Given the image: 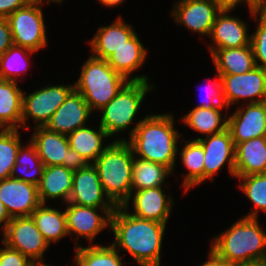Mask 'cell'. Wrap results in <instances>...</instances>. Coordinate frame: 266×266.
Listing matches in <instances>:
<instances>
[{"mask_svg": "<svg viewBox=\"0 0 266 266\" xmlns=\"http://www.w3.org/2000/svg\"><path fill=\"white\" fill-rule=\"evenodd\" d=\"M66 223L68 236H75L76 246H80L78 238H85L89 245L101 231L111 227V215L116 208H95L66 203ZM101 211V213L98 211ZM101 214V215H100ZM103 215V216H102Z\"/></svg>", "mask_w": 266, "mask_h": 266, "instance_id": "cell-11", "label": "cell"}, {"mask_svg": "<svg viewBox=\"0 0 266 266\" xmlns=\"http://www.w3.org/2000/svg\"><path fill=\"white\" fill-rule=\"evenodd\" d=\"M2 234V244L19 251L33 263L44 262L48 242L31 216L13 217Z\"/></svg>", "mask_w": 266, "mask_h": 266, "instance_id": "cell-8", "label": "cell"}, {"mask_svg": "<svg viewBox=\"0 0 266 266\" xmlns=\"http://www.w3.org/2000/svg\"><path fill=\"white\" fill-rule=\"evenodd\" d=\"M73 89L74 84H48L28 95L24 92L21 128L29 129L26 124L29 118L36 122L34 128L44 127Z\"/></svg>", "mask_w": 266, "mask_h": 266, "instance_id": "cell-9", "label": "cell"}, {"mask_svg": "<svg viewBox=\"0 0 266 266\" xmlns=\"http://www.w3.org/2000/svg\"><path fill=\"white\" fill-rule=\"evenodd\" d=\"M223 96L226 107L247 101L250 103L266 102V69L255 67L247 73L222 75Z\"/></svg>", "mask_w": 266, "mask_h": 266, "instance_id": "cell-10", "label": "cell"}, {"mask_svg": "<svg viewBox=\"0 0 266 266\" xmlns=\"http://www.w3.org/2000/svg\"><path fill=\"white\" fill-rule=\"evenodd\" d=\"M216 74L222 75L247 73L256 67L251 45L239 48L217 49L212 55Z\"/></svg>", "mask_w": 266, "mask_h": 266, "instance_id": "cell-25", "label": "cell"}, {"mask_svg": "<svg viewBox=\"0 0 266 266\" xmlns=\"http://www.w3.org/2000/svg\"><path fill=\"white\" fill-rule=\"evenodd\" d=\"M35 53L27 48L12 45L0 56V79L18 82L16 79L28 70L31 62L29 57Z\"/></svg>", "mask_w": 266, "mask_h": 266, "instance_id": "cell-34", "label": "cell"}, {"mask_svg": "<svg viewBox=\"0 0 266 266\" xmlns=\"http://www.w3.org/2000/svg\"><path fill=\"white\" fill-rule=\"evenodd\" d=\"M73 174L74 171L62 165L46 166L38 185L41 204L58 198L62 199V203H68L73 189Z\"/></svg>", "mask_w": 266, "mask_h": 266, "instance_id": "cell-22", "label": "cell"}, {"mask_svg": "<svg viewBox=\"0 0 266 266\" xmlns=\"http://www.w3.org/2000/svg\"><path fill=\"white\" fill-rule=\"evenodd\" d=\"M19 129L0 128V180L10 178L22 145Z\"/></svg>", "mask_w": 266, "mask_h": 266, "instance_id": "cell-36", "label": "cell"}, {"mask_svg": "<svg viewBox=\"0 0 266 266\" xmlns=\"http://www.w3.org/2000/svg\"><path fill=\"white\" fill-rule=\"evenodd\" d=\"M235 178L242 181L238 186L254 206V209L245 217L258 218L259 210L266 213V174H253Z\"/></svg>", "mask_w": 266, "mask_h": 266, "instance_id": "cell-35", "label": "cell"}, {"mask_svg": "<svg viewBox=\"0 0 266 266\" xmlns=\"http://www.w3.org/2000/svg\"><path fill=\"white\" fill-rule=\"evenodd\" d=\"M255 266H266V264H255Z\"/></svg>", "mask_w": 266, "mask_h": 266, "instance_id": "cell-52", "label": "cell"}, {"mask_svg": "<svg viewBox=\"0 0 266 266\" xmlns=\"http://www.w3.org/2000/svg\"><path fill=\"white\" fill-rule=\"evenodd\" d=\"M223 110V108L204 109L202 107H194L181 120L187 127L207 137L227 129L228 117L222 114Z\"/></svg>", "mask_w": 266, "mask_h": 266, "instance_id": "cell-30", "label": "cell"}, {"mask_svg": "<svg viewBox=\"0 0 266 266\" xmlns=\"http://www.w3.org/2000/svg\"><path fill=\"white\" fill-rule=\"evenodd\" d=\"M147 52L148 49L145 48L137 34H135L125 45L113 52L106 61L127 81H149L144 74L132 76L135 71L144 65L148 55Z\"/></svg>", "mask_w": 266, "mask_h": 266, "instance_id": "cell-20", "label": "cell"}, {"mask_svg": "<svg viewBox=\"0 0 266 266\" xmlns=\"http://www.w3.org/2000/svg\"><path fill=\"white\" fill-rule=\"evenodd\" d=\"M258 220L238 219L214 237L210 249L233 265L266 264V232Z\"/></svg>", "mask_w": 266, "mask_h": 266, "instance_id": "cell-3", "label": "cell"}, {"mask_svg": "<svg viewBox=\"0 0 266 266\" xmlns=\"http://www.w3.org/2000/svg\"><path fill=\"white\" fill-rule=\"evenodd\" d=\"M33 266H52V265H48L45 262H41V263H34Z\"/></svg>", "mask_w": 266, "mask_h": 266, "instance_id": "cell-50", "label": "cell"}, {"mask_svg": "<svg viewBox=\"0 0 266 266\" xmlns=\"http://www.w3.org/2000/svg\"><path fill=\"white\" fill-rule=\"evenodd\" d=\"M265 141H266V128H265V135H264Z\"/></svg>", "mask_w": 266, "mask_h": 266, "instance_id": "cell-53", "label": "cell"}, {"mask_svg": "<svg viewBox=\"0 0 266 266\" xmlns=\"http://www.w3.org/2000/svg\"><path fill=\"white\" fill-rule=\"evenodd\" d=\"M204 149V181H214V175L227 163L230 175L235 178V145L228 129L207 137H198Z\"/></svg>", "mask_w": 266, "mask_h": 266, "instance_id": "cell-13", "label": "cell"}, {"mask_svg": "<svg viewBox=\"0 0 266 266\" xmlns=\"http://www.w3.org/2000/svg\"><path fill=\"white\" fill-rule=\"evenodd\" d=\"M248 2L258 11L260 10L265 4L266 0H248Z\"/></svg>", "mask_w": 266, "mask_h": 266, "instance_id": "cell-47", "label": "cell"}, {"mask_svg": "<svg viewBox=\"0 0 266 266\" xmlns=\"http://www.w3.org/2000/svg\"><path fill=\"white\" fill-rule=\"evenodd\" d=\"M3 245L0 248V266H33L34 263L19 251Z\"/></svg>", "mask_w": 266, "mask_h": 266, "instance_id": "cell-39", "label": "cell"}, {"mask_svg": "<svg viewBox=\"0 0 266 266\" xmlns=\"http://www.w3.org/2000/svg\"><path fill=\"white\" fill-rule=\"evenodd\" d=\"M12 217L9 215L6 207L0 200V224L2 226V232L6 229L8 226V223L11 221Z\"/></svg>", "mask_w": 266, "mask_h": 266, "instance_id": "cell-45", "label": "cell"}, {"mask_svg": "<svg viewBox=\"0 0 266 266\" xmlns=\"http://www.w3.org/2000/svg\"><path fill=\"white\" fill-rule=\"evenodd\" d=\"M127 82L106 60L90 55L81 67L74 88L94 112L106 106Z\"/></svg>", "mask_w": 266, "mask_h": 266, "instance_id": "cell-5", "label": "cell"}, {"mask_svg": "<svg viewBox=\"0 0 266 266\" xmlns=\"http://www.w3.org/2000/svg\"><path fill=\"white\" fill-rule=\"evenodd\" d=\"M87 165L88 163L78 152H76L72 148H69L67 150V161H63V166L72 171H77L79 169L84 168Z\"/></svg>", "mask_w": 266, "mask_h": 266, "instance_id": "cell-42", "label": "cell"}, {"mask_svg": "<svg viewBox=\"0 0 266 266\" xmlns=\"http://www.w3.org/2000/svg\"><path fill=\"white\" fill-rule=\"evenodd\" d=\"M137 32L132 25L123 21L120 16L110 25L97 29L92 39H89L91 55L106 60L113 52L121 48Z\"/></svg>", "mask_w": 266, "mask_h": 266, "instance_id": "cell-21", "label": "cell"}, {"mask_svg": "<svg viewBox=\"0 0 266 266\" xmlns=\"http://www.w3.org/2000/svg\"><path fill=\"white\" fill-rule=\"evenodd\" d=\"M171 174H173V171L166 166L134 157L131 181L132 192L163 185L167 186L165 181Z\"/></svg>", "mask_w": 266, "mask_h": 266, "instance_id": "cell-31", "label": "cell"}, {"mask_svg": "<svg viewBox=\"0 0 266 266\" xmlns=\"http://www.w3.org/2000/svg\"><path fill=\"white\" fill-rule=\"evenodd\" d=\"M231 11L221 10L215 19L210 32L212 43L207 45L210 56L222 48H239L249 46L251 35L246 21L241 20L238 16L230 15ZM215 45V46H214Z\"/></svg>", "mask_w": 266, "mask_h": 266, "instance_id": "cell-17", "label": "cell"}, {"mask_svg": "<svg viewBox=\"0 0 266 266\" xmlns=\"http://www.w3.org/2000/svg\"><path fill=\"white\" fill-rule=\"evenodd\" d=\"M92 114L84 97L74 88L44 127L51 132L68 135L86 126Z\"/></svg>", "mask_w": 266, "mask_h": 266, "instance_id": "cell-19", "label": "cell"}, {"mask_svg": "<svg viewBox=\"0 0 266 266\" xmlns=\"http://www.w3.org/2000/svg\"><path fill=\"white\" fill-rule=\"evenodd\" d=\"M234 266H255V264H253V265H234Z\"/></svg>", "mask_w": 266, "mask_h": 266, "instance_id": "cell-51", "label": "cell"}, {"mask_svg": "<svg viewBox=\"0 0 266 266\" xmlns=\"http://www.w3.org/2000/svg\"><path fill=\"white\" fill-rule=\"evenodd\" d=\"M129 209L117 206L111 215L112 245L128 252L140 266H160L166 224L136 217Z\"/></svg>", "mask_w": 266, "mask_h": 266, "instance_id": "cell-1", "label": "cell"}, {"mask_svg": "<svg viewBox=\"0 0 266 266\" xmlns=\"http://www.w3.org/2000/svg\"><path fill=\"white\" fill-rule=\"evenodd\" d=\"M266 102L243 103L228 117L227 129L234 145L265 135Z\"/></svg>", "mask_w": 266, "mask_h": 266, "instance_id": "cell-15", "label": "cell"}, {"mask_svg": "<svg viewBox=\"0 0 266 266\" xmlns=\"http://www.w3.org/2000/svg\"><path fill=\"white\" fill-rule=\"evenodd\" d=\"M22 144L16 156V163L12 168L10 177L39 185L45 166L38 156L35 145L29 140L26 146Z\"/></svg>", "mask_w": 266, "mask_h": 266, "instance_id": "cell-32", "label": "cell"}, {"mask_svg": "<svg viewBox=\"0 0 266 266\" xmlns=\"http://www.w3.org/2000/svg\"><path fill=\"white\" fill-rule=\"evenodd\" d=\"M77 266H125L123 256L112 245L91 244L75 247ZM121 255V256H120Z\"/></svg>", "mask_w": 266, "mask_h": 266, "instance_id": "cell-33", "label": "cell"}, {"mask_svg": "<svg viewBox=\"0 0 266 266\" xmlns=\"http://www.w3.org/2000/svg\"><path fill=\"white\" fill-rule=\"evenodd\" d=\"M13 45L10 24L7 18H0V56Z\"/></svg>", "mask_w": 266, "mask_h": 266, "instance_id": "cell-40", "label": "cell"}, {"mask_svg": "<svg viewBox=\"0 0 266 266\" xmlns=\"http://www.w3.org/2000/svg\"><path fill=\"white\" fill-rule=\"evenodd\" d=\"M220 11L214 0H176L170 13L177 25H182L199 36L209 37Z\"/></svg>", "mask_w": 266, "mask_h": 266, "instance_id": "cell-12", "label": "cell"}, {"mask_svg": "<svg viewBox=\"0 0 266 266\" xmlns=\"http://www.w3.org/2000/svg\"><path fill=\"white\" fill-rule=\"evenodd\" d=\"M258 13L266 20V4L258 10Z\"/></svg>", "mask_w": 266, "mask_h": 266, "instance_id": "cell-49", "label": "cell"}, {"mask_svg": "<svg viewBox=\"0 0 266 266\" xmlns=\"http://www.w3.org/2000/svg\"><path fill=\"white\" fill-rule=\"evenodd\" d=\"M164 187L160 186L133 191L123 207L129 208L130 202H132L131 205H133L135 212H130V214L142 219L167 224L171 216L174 200L171 194L166 196L163 190Z\"/></svg>", "mask_w": 266, "mask_h": 266, "instance_id": "cell-16", "label": "cell"}, {"mask_svg": "<svg viewBox=\"0 0 266 266\" xmlns=\"http://www.w3.org/2000/svg\"><path fill=\"white\" fill-rule=\"evenodd\" d=\"M266 174V141L264 136L235 145V177Z\"/></svg>", "mask_w": 266, "mask_h": 266, "instance_id": "cell-24", "label": "cell"}, {"mask_svg": "<svg viewBox=\"0 0 266 266\" xmlns=\"http://www.w3.org/2000/svg\"><path fill=\"white\" fill-rule=\"evenodd\" d=\"M134 154L126 139H115L94 161L100 183L116 206H123L131 196Z\"/></svg>", "mask_w": 266, "mask_h": 266, "instance_id": "cell-4", "label": "cell"}, {"mask_svg": "<svg viewBox=\"0 0 266 266\" xmlns=\"http://www.w3.org/2000/svg\"><path fill=\"white\" fill-rule=\"evenodd\" d=\"M0 200L12 218L30 216L41 204L38 186L11 177L0 180Z\"/></svg>", "mask_w": 266, "mask_h": 266, "instance_id": "cell-18", "label": "cell"}, {"mask_svg": "<svg viewBox=\"0 0 266 266\" xmlns=\"http://www.w3.org/2000/svg\"><path fill=\"white\" fill-rule=\"evenodd\" d=\"M97 1V0H96ZM126 0H98L100 4L103 6H107L108 8L116 7L120 4H124L123 2Z\"/></svg>", "mask_w": 266, "mask_h": 266, "instance_id": "cell-46", "label": "cell"}, {"mask_svg": "<svg viewBox=\"0 0 266 266\" xmlns=\"http://www.w3.org/2000/svg\"><path fill=\"white\" fill-rule=\"evenodd\" d=\"M216 78L213 83H211L209 89L207 92H205L206 96L202 98V103H198L197 107H202L204 109H212V108H225V110H228L226 107V103L223 96V85L221 81V77L217 74ZM206 88V87H205Z\"/></svg>", "mask_w": 266, "mask_h": 266, "instance_id": "cell-38", "label": "cell"}, {"mask_svg": "<svg viewBox=\"0 0 266 266\" xmlns=\"http://www.w3.org/2000/svg\"><path fill=\"white\" fill-rule=\"evenodd\" d=\"M33 1H37L39 3H44L46 2V4L50 3V2H54V3H57V4H62L64 0H33Z\"/></svg>", "mask_w": 266, "mask_h": 266, "instance_id": "cell-48", "label": "cell"}, {"mask_svg": "<svg viewBox=\"0 0 266 266\" xmlns=\"http://www.w3.org/2000/svg\"><path fill=\"white\" fill-rule=\"evenodd\" d=\"M90 127L78 128L67 137L70 148L78 152L88 164H93L108 147V145L104 146L103 140L108 139L109 136L100 125L96 128L97 130Z\"/></svg>", "mask_w": 266, "mask_h": 266, "instance_id": "cell-27", "label": "cell"}, {"mask_svg": "<svg viewBox=\"0 0 266 266\" xmlns=\"http://www.w3.org/2000/svg\"><path fill=\"white\" fill-rule=\"evenodd\" d=\"M68 203L95 208H117L106 195L93 164L74 171L73 189Z\"/></svg>", "mask_w": 266, "mask_h": 266, "instance_id": "cell-14", "label": "cell"}, {"mask_svg": "<svg viewBox=\"0 0 266 266\" xmlns=\"http://www.w3.org/2000/svg\"><path fill=\"white\" fill-rule=\"evenodd\" d=\"M174 120V115L169 112L152 113L140 120L134 133L126 140L134 157L161 164L174 172L178 139L182 137V133L175 129Z\"/></svg>", "mask_w": 266, "mask_h": 266, "instance_id": "cell-2", "label": "cell"}, {"mask_svg": "<svg viewBox=\"0 0 266 266\" xmlns=\"http://www.w3.org/2000/svg\"><path fill=\"white\" fill-rule=\"evenodd\" d=\"M220 10H228L233 11L240 5L241 3L248 6L250 12H258L249 2L248 0H214ZM247 4V5H246Z\"/></svg>", "mask_w": 266, "mask_h": 266, "instance_id": "cell-43", "label": "cell"}, {"mask_svg": "<svg viewBox=\"0 0 266 266\" xmlns=\"http://www.w3.org/2000/svg\"><path fill=\"white\" fill-rule=\"evenodd\" d=\"M33 0H0V18H7L17 9L25 7Z\"/></svg>", "mask_w": 266, "mask_h": 266, "instance_id": "cell-41", "label": "cell"}, {"mask_svg": "<svg viewBox=\"0 0 266 266\" xmlns=\"http://www.w3.org/2000/svg\"><path fill=\"white\" fill-rule=\"evenodd\" d=\"M42 5L45 4L32 1L7 17L11 28L13 45L21 46L34 52H38L47 46L48 39Z\"/></svg>", "mask_w": 266, "mask_h": 266, "instance_id": "cell-7", "label": "cell"}, {"mask_svg": "<svg viewBox=\"0 0 266 266\" xmlns=\"http://www.w3.org/2000/svg\"><path fill=\"white\" fill-rule=\"evenodd\" d=\"M179 143L182 148L177 153H180V160L188 170L183 178L182 187H184L183 190L188 191L204 183V149L198 140H186L183 146L182 140Z\"/></svg>", "mask_w": 266, "mask_h": 266, "instance_id": "cell-29", "label": "cell"}, {"mask_svg": "<svg viewBox=\"0 0 266 266\" xmlns=\"http://www.w3.org/2000/svg\"><path fill=\"white\" fill-rule=\"evenodd\" d=\"M252 19H259L254 33L251 34V47L257 67L266 69V20L258 12H250Z\"/></svg>", "mask_w": 266, "mask_h": 266, "instance_id": "cell-37", "label": "cell"}, {"mask_svg": "<svg viewBox=\"0 0 266 266\" xmlns=\"http://www.w3.org/2000/svg\"><path fill=\"white\" fill-rule=\"evenodd\" d=\"M30 216L49 245L68 235L65 210L40 204Z\"/></svg>", "mask_w": 266, "mask_h": 266, "instance_id": "cell-28", "label": "cell"}, {"mask_svg": "<svg viewBox=\"0 0 266 266\" xmlns=\"http://www.w3.org/2000/svg\"><path fill=\"white\" fill-rule=\"evenodd\" d=\"M154 84L149 81H128L117 95L102 109L99 110L101 119L99 125L111 138L117 133L130 130V136L136 130L140 121L135 122L136 126L131 127L137 113L143 104L145 96L153 90ZM131 128V129H129Z\"/></svg>", "mask_w": 266, "mask_h": 266, "instance_id": "cell-6", "label": "cell"}, {"mask_svg": "<svg viewBox=\"0 0 266 266\" xmlns=\"http://www.w3.org/2000/svg\"><path fill=\"white\" fill-rule=\"evenodd\" d=\"M23 93L17 82L0 79V128H21Z\"/></svg>", "mask_w": 266, "mask_h": 266, "instance_id": "cell-26", "label": "cell"}, {"mask_svg": "<svg viewBox=\"0 0 266 266\" xmlns=\"http://www.w3.org/2000/svg\"><path fill=\"white\" fill-rule=\"evenodd\" d=\"M30 141L35 145L43 165H62L67 161V150L70 148L67 135L51 132L45 127H36Z\"/></svg>", "mask_w": 266, "mask_h": 266, "instance_id": "cell-23", "label": "cell"}, {"mask_svg": "<svg viewBox=\"0 0 266 266\" xmlns=\"http://www.w3.org/2000/svg\"><path fill=\"white\" fill-rule=\"evenodd\" d=\"M208 260L203 262L200 266H234L227 260L219 257L212 249H209Z\"/></svg>", "mask_w": 266, "mask_h": 266, "instance_id": "cell-44", "label": "cell"}]
</instances>
